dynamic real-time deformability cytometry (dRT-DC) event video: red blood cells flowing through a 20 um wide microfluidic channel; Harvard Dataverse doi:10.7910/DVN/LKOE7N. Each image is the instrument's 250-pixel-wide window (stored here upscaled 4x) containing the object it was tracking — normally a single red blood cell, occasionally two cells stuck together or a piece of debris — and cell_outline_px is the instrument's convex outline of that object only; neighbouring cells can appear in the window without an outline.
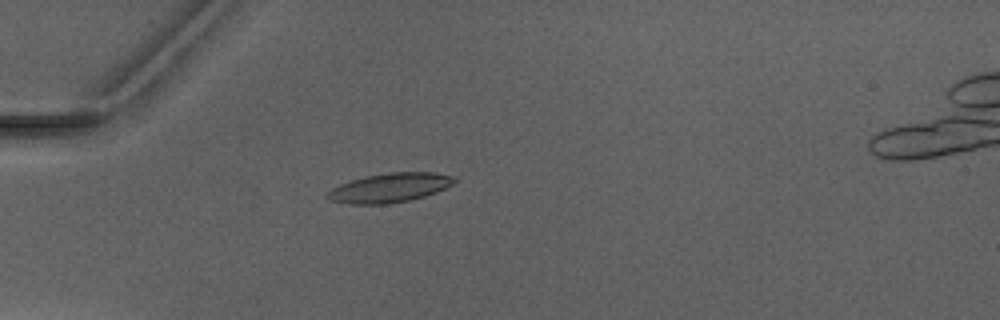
{"species": "Egyptian fruit bat (a non-hibernating species)", "species_latin": "Rousettus aegyptiacus", "temperature_condition": "warm", "stored_images_in_passage": 3, "camera_frame_rate_fps": 3000, "um_per_image_px": 0.085, "animal": {"sex": "male"}, "frame": {"image": 1, "passage_image": 2, "time_ms": 1.333, "image_size_px": [1000, 320], "cell_outline_px": [[456, 180], [452, 184], [436, 192], [424, 196], [408, 200], [388, 204], [348, 204], [328, 200], [324, 196], [332, 188], [340, 184], [364, 176], [392, 172], [436, 172], [456, 176]], "centroid_in_image_um": [33.11, 15.95], "position_along_channel_um": 51.9, "area_um2": 21.68}}